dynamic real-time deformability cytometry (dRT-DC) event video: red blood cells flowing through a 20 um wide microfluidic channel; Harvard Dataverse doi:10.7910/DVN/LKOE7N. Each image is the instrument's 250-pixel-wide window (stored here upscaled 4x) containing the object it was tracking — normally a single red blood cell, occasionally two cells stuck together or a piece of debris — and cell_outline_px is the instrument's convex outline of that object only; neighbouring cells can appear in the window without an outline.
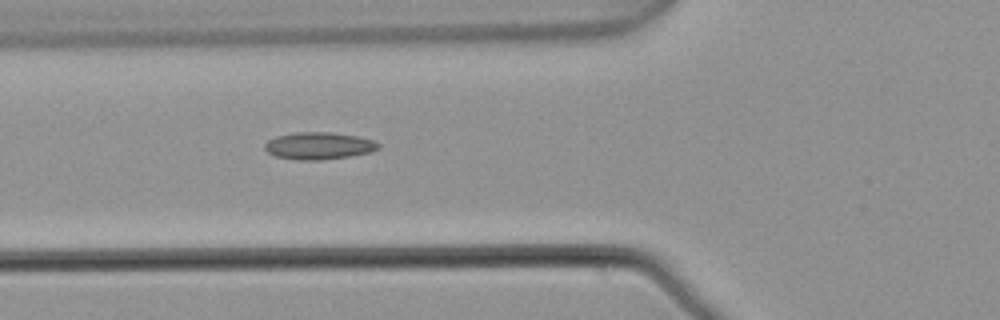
{"species": "common noctule bat (a hibernating species)", "species_latin": "Nyctalus noctula", "temperature_condition": "warm", "stored_images_in_passage": 4, "camera_frame_rate_fps": 3000, "um_per_image_px": 0.085, "animal": {"sex": "male", "body_mass_g": 21.5, "forearm_length_mm": 52.0}, "frame": {"image": 1, "passage_image": 4, "time_ms": 1.0, "image_size_px": [1000, 320], "cell_outline_px": [[380, 148], [368, 152], [348, 156], [320, 160], [300, 160], [276, 156], [268, 152], [264, 148], [264, 144], [268, 140], [276, 136], [292, 132], [332, 132], [356, 136], [372, 140], [380, 144]], "centroid_in_image_um": [27.06, 12.38], "position_along_channel_um": 98.7, "area_um2": 17.86}}